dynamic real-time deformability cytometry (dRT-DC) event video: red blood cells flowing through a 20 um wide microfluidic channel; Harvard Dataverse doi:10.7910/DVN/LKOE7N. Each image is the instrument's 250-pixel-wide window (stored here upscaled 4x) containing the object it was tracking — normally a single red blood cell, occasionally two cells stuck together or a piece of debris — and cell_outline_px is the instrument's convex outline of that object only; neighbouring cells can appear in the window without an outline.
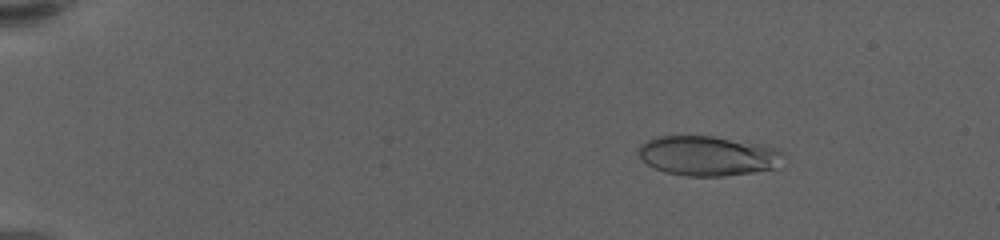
{"species": "human", "species_latin": "Homo sapiens", "temperature_condition": "warm", "stored_images_in_passage": 62, "camera_frame_rate_fps": 3000, "um_per_image_px": 0.085, "donor": {"sex": "female"}, "frame": {"image": 1, "passage_image": 10, "time_ms": 3.0, "image_size_px": [1000, 240], "cell_outline_px": [[784, 152], [772, 168], [752, 172], [724, 176], [684, 176], [664, 172], [648, 164], [640, 156], [636, 148], [640, 144], [656, 136], [712, 136], [760, 144], [776, 148]], "centroid_in_image_um": [60.09, 13.23], "position_along_channel_um": 24.9, "area_um2": 33.18}}
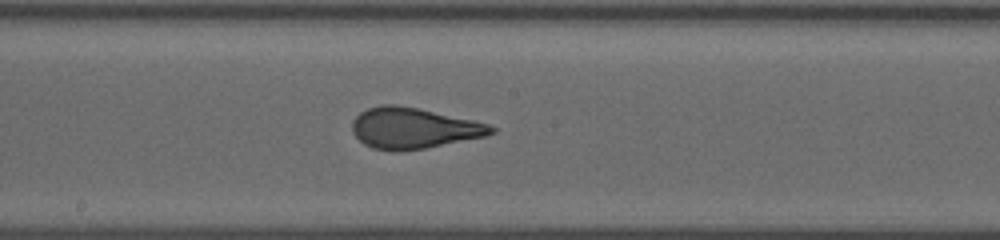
{"frame": {"image": 2, "passage_image": 36, "time_ms": 11.667, "image_size_px": [1000, 240], "cell_outline_px": [[496, 132], [484, 136], [424, 148], [400, 152], [396, 152], [372, 148], [364, 144], [352, 132], [352, 120], [360, 112], [368, 108], [384, 104], [396, 104], [416, 108], [472, 120], [488, 124], [496, 128]], "centroid_in_image_um": [35.1, 10.9], "position_along_channel_um": 213.1, "area_um2": 32.83}}
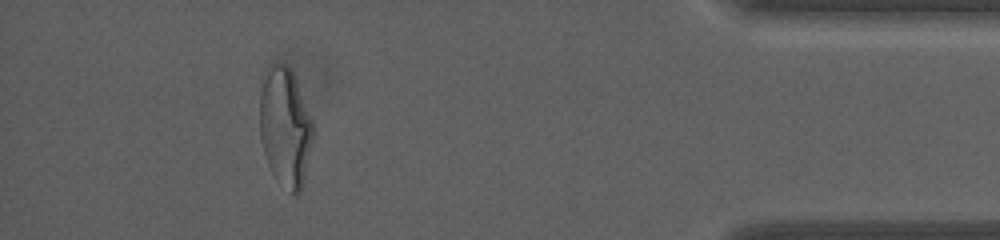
{"frame": {"image": 3, "passage_image": 57, "time_ms": 18.667, "image_size_px": [1000, 240], "cell_outline_px": [[316, 132], [300, 192], [296, 196], [272, 172], [268, 164], [264, 152], [260, 136], [260, 76], [264, 68], [268, 64], [288, 64], [292, 68], [316, 128]], "centroid_in_image_um": [24.25, 10.67], "position_along_channel_um": 410.9, "area_um2": 37.69}, "authors_computed_cell_mechanics": {"area_um2": 33.3217, "velocity_mm_per_s": 3.4524, "shape_relaxation_time_tau1_ms": 7.2208, "shape_relaxation_time_tau2_ms": 0.7578, "deformation_change_tau1": 0.2677, "deformation_change_tau2": 0.0925}}